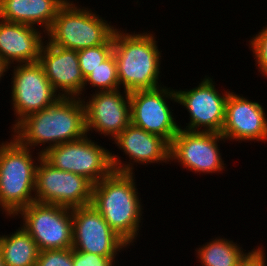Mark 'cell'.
<instances>
[{"label": "cell", "instance_id": "6da1fadb", "mask_svg": "<svg viewBox=\"0 0 267 266\" xmlns=\"http://www.w3.org/2000/svg\"><path fill=\"white\" fill-rule=\"evenodd\" d=\"M11 133L22 146L33 151L43 145L39 151L41 154L51 147L81 139L87 135L82 99L61 97L54 104L21 120Z\"/></svg>", "mask_w": 267, "mask_h": 266}, {"label": "cell", "instance_id": "7a4b0ae2", "mask_svg": "<svg viewBox=\"0 0 267 266\" xmlns=\"http://www.w3.org/2000/svg\"><path fill=\"white\" fill-rule=\"evenodd\" d=\"M134 176L135 172L112 171L93 185L91 199V205L129 246H134V242L139 238L142 226L140 223L144 219V205Z\"/></svg>", "mask_w": 267, "mask_h": 266}, {"label": "cell", "instance_id": "3957f363", "mask_svg": "<svg viewBox=\"0 0 267 266\" xmlns=\"http://www.w3.org/2000/svg\"><path fill=\"white\" fill-rule=\"evenodd\" d=\"M121 29L118 27L113 34V54L120 89L132 92L163 86L160 80L162 51L155 33L144 31L135 34V31Z\"/></svg>", "mask_w": 267, "mask_h": 266}, {"label": "cell", "instance_id": "277c9868", "mask_svg": "<svg viewBox=\"0 0 267 266\" xmlns=\"http://www.w3.org/2000/svg\"><path fill=\"white\" fill-rule=\"evenodd\" d=\"M10 139L0 144V211L7 219L36 202V167L42 157L40 152L33 156L12 135Z\"/></svg>", "mask_w": 267, "mask_h": 266}, {"label": "cell", "instance_id": "5b68a950", "mask_svg": "<svg viewBox=\"0 0 267 266\" xmlns=\"http://www.w3.org/2000/svg\"><path fill=\"white\" fill-rule=\"evenodd\" d=\"M78 3L68 0L60 8L46 32L50 44L80 51L105 44L113 36L117 27L111 25V21L108 23L91 8Z\"/></svg>", "mask_w": 267, "mask_h": 266}, {"label": "cell", "instance_id": "8992f818", "mask_svg": "<svg viewBox=\"0 0 267 266\" xmlns=\"http://www.w3.org/2000/svg\"><path fill=\"white\" fill-rule=\"evenodd\" d=\"M90 138L87 134L51 147L42 153V158L52 167L82 175L96 184L113 171L111 151Z\"/></svg>", "mask_w": 267, "mask_h": 266}, {"label": "cell", "instance_id": "52a82bcc", "mask_svg": "<svg viewBox=\"0 0 267 266\" xmlns=\"http://www.w3.org/2000/svg\"><path fill=\"white\" fill-rule=\"evenodd\" d=\"M17 216L22 218L20 225L36 242L39 251L72 248L71 208L33 202L20 210L14 220Z\"/></svg>", "mask_w": 267, "mask_h": 266}, {"label": "cell", "instance_id": "ba28073f", "mask_svg": "<svg viewBox=\"0 0 267 266\" xmlns=\"http://www.w3.org/2000/svg\"><path fill=\"white\" fill-rule=\"evenodd\" d=\"M222 141L226 139L220 133L180 129L170 143L169 162L199 175L223 173L227 167L219 147Z\"/></svg>", "mask_w": 267, "mask_h": 266}, {"label": "cell", "instance_id": "9c48e42d", "mask_svg": "<svg viewBox=\"0 0 267 266\" xmlns=\"http://www.w3.org/2000/svg\"><path fill=\"white\" fill-rule=\"evenodd\" d=\"M170 101L178 103L176 91L164 85L130 92L131 124L161 136L170 144L180 130Z\"/></svg>", "mask_w": 267, "mask_h": 266}, {"label": "cell", "instance_id": "30bf717a", "mask_svg": "<svg viewBox=\"0 0 267 266\" xmlns=\"http://www.w3.org/2000/svg\"><path fill=\"white\" fill-rule=\"evenodd\" d=\"M93 183L82 175L52 167L42 157L36 167L38 203L76 208L91 204Z\"/></svg>", "mask_w": 267, "mask_h": 266}, {"label": "cell", "instance_id": "8fae6325", "mask_svg": "<svg viewBox=\"0 0 267 266\" xmlns=\"http://www.w3.org/2000/svg\"><path fill=\"white\" fill-rule=\"evenodd\" d=\"M13 73L11 81V104L15 120L11 130L30 114L54 104L61 96L55 91L39 62L9 66Z\"/></svg>", "mask_w": 267, "mask_h": 266}, {"label": "cell", "instance_id": "7c38bea8", "mask_svg": "<svg viewBox=\"0 0 267 266\" xmlns=\"http://www.w3.org/2000/svg\"><path fill=\"white\" fill-rule=\"evenodd\" d=\"M213 80V76L211 78L205 75L192 89H175L177 104L185 108L190 116L187 126L181 127L180 124V129L221 133L225 120L226 101L231 91L223 89L224 93L222 91L220 93Z\"/></svg>", "mask_w": 267, "mask_h": 266}, {"label": "cell", "instance_id": "4fadbf2b", "mask_svg": "<svg viewBox=\"0 0 267 266\" xmlns=\"http://www.w3.org/2000/svg\"><path fill=\"white\" fill-rule=\"evenodd\" d=\"M72 230V248L77 251L118 257L129 247L91 204L72 208Z\"/></svg>", "mask_w": 267, "mask_h": 266}, {"label": "cell", "instance_id": "5bb4252c", "mask_svg": "<svg viewBox=\"0 0 267 266\" xmlns=\"http://www.w3.org/2000/svg\"><path fill=\"white\" fill-rule=\"evenodd\" d=\"M90 96L81 98L85 107L86 133L95 131L113 141L131 123L130 92L116 89L93 92Z\"/></svg>", "mask_w": 267, "mask_h": 266}, {"label": "cell", "instance_id": "9a60e30c", "mask_svg": "<svg viewBox=\"0 0 267 266\" xmlns=\"http://www.w3.org/2000/svg\"><path fill=\"white\" fill-rule=\"evenodd\" d=\"M113 141L129 158L128 162L127 159L124 162L118 153L111 152L113 171L134 173V165L169 164L170 144L161 136L148 133L131 123Z\"/></svg>", "mask_w": 267, "mask_h": 266}, {"label": "cell", "instance_id": "2e32d148", "mask_svg": "<svg viewBox=\"0 0 267 266\" xmlns=\"http://www.w3.org/2000/svg\"><path fill=\"white\" fill-rule=\"evenodd\" d=\"M227 141H267V115L257 101L230 92L225 106V120L220 133ZM256 140V141H255Z\"/></svg>", "mask_w": 267, "mask_h": 266}, {"label": "cell", "instance_id": "e0dca14e", "mask_svg": "<svg viewBox=\"0 0 267 266\" xmlns=\"http://www.w3.org/2000/svg\"><path fill=\"white\" fill-rule=\"evenodd\" d=\"M38 62L61 97L82 98L85 79L77 51L52 45L45 40Z\"/></svg>", "mask_w": 267, "mask_h": 266}, {"label": "cell", "instance_id": "ac0fdd59", "mask_svg": "<svg viewBox=\"0 0 267 266\" xmlns=\"http://www.w3.org/2000/svg\"><path fill=\"white\" fill-rule=\"evenodd\" d=\"M44 40L40 27L0 19V58L8 66L38 62Z\"/></svg>", "mask_w": 267, "mask_h": 266}, {"label": "cell", "instance_id": "d6986e66", "mask_svg": "<svg viewBox=\"0 0 267 266\" xmlns=\"http://www.w3.org/2000/svg\"><path fill=\"white\" fill-rule=\"evenodd\" d=\"M68 0H0V19L41 27L46 33ZM37 25V26H36Z\"/></svg>", "mask_w": 267, "mask_h": 266}, {"label": "cell", "instance_id": "ffe728a7", "mask_svg": "<svg viewBox=\"0 0 267 266\" xmlns=\"http://www.w3.org/2000/svg\"><path fill=\"white\" fill-rule=\"evenodd\" d=\"M0 253L5 266H36L39 249L20 225L13 233L0 234Z\"/></svg>", "mask_w": 267, "mask_h": 266}, {"label": "cell", "instance_id": "44dd1931", "mask_svg": "<svg viewBox=\"0 0 267 266\" xmlns=\"http://www.w3.org/2000/svg\"><path fill=\"white\" fill-rule=\"evenodd\" d=\"M222 236L215 237L199 245L195 255L201 266H238L245 257L252 251L243 249L237 242Z\"/></svg>", "mask_w": 267, "mask_h": 266}, {"label": "cell", "instance_id": "7402d4cb", "mask_svg": "<svg viewBox=\"0 0 267 266\" xmlns=\"http://www.w3.org/2000/svg\"><path fill=\"white\" fill-rule=\"evenodd\" d=\"M88 85L94 88L95 92L120 89L117 63L113 53L85 78L82 97H84Z\"/></svg>", "mask_w": 267, "mask_h": 266}, {"label": "cell", "instance_id": "603a6c76", "mask_svg": "<svg viewBox=\"0 0 267 266\" xmlns=\"http://www.w3.org/2000/svg\"><path fill=\"white\" fill-rule=\"evenodd\" d=\"M84 79L113 53V36L102 45L77 51Z\"/></svg>", "mask_w": 267, "mask_h": 266}, {"label": "cell", "instance_id": "cb8c5ba5", "mask_svg": "<svg viewBox=\"0 0 267 266\" xmlns=\"http://www.w3.org/2000/svg\"><path fill=\"white\" fill-rule=\"evenodd\" d=\"M265 26L250 38L248 47L253 52L252 55L257 64L255 66L258 67L261 76L267 79V25Z\"/></svg>", "mask_w": 267, "mask_h": 266}, {"label": "cell", "instance_id": "d4e9b609", "mask_svg": "<svg viewBox=\"0 0 267 266\" xmlns=\"http://www.w3.org/2000/svg\"><path fill=\"white\" fill-rule=\"evenodd\" d=\"M36 266H73L72 248L39 251Z\"/></svg>", "mask_w": 267, "mask_h": 266}, {"label": "cell", "instance_id": "484cf974", "mask_svg": "<svg viewBox=\"0 0 267 266\" xmlns=\"http://www.w3.org/2000/svg\"><path fill=\"white\" fill-rule=\"evenodd\" d=\"M116 260H118L117 257H104L72 248L73 266H115Z\"/></svg>", "mask_w": 267, "mask_h": 266}, {"label": "cell", "instance_id": "4316f807", "mask_svg": "<svg viewBox=\"0 0 267 266\" xmlns=\"http://www.w3.org/2000/svg\"><path fill=\"white\" fill-rule=\"evenodd\" d=\"M238 266H267L266 250L263 245L253 248Z\"/></svg>", "mask_w": 267, "mask_h": 266}, {"label": "cell", "instance_id": "83f0119b", "mask_svg": "<svg viewBox=\"0 0 267 266\" xmlns=\"http://www.w3.org/2000/svg\"><path fill=\"white\" fill-rule=\"evenodd\" d=\"M8 67L9 66L0 58V81L2 78H4L6 73L9 71Z\"/></svg>", "mask_w": 267, "mask_h": 266}, {"label": "cell", "instance_id": "f1b7e54d", "mask_svg": "<svg viewBox=\"0 0 267 266\" xmlns=\"http://www.w3.org/2000/svg\"><path fill=\"white\" fill-rule=\"evenodd\" d=\"M0 266H5V263L2 258V254L0 253Z\"/></svg>", "mask_w": 267, "mask_h": 266}]
</instances>
